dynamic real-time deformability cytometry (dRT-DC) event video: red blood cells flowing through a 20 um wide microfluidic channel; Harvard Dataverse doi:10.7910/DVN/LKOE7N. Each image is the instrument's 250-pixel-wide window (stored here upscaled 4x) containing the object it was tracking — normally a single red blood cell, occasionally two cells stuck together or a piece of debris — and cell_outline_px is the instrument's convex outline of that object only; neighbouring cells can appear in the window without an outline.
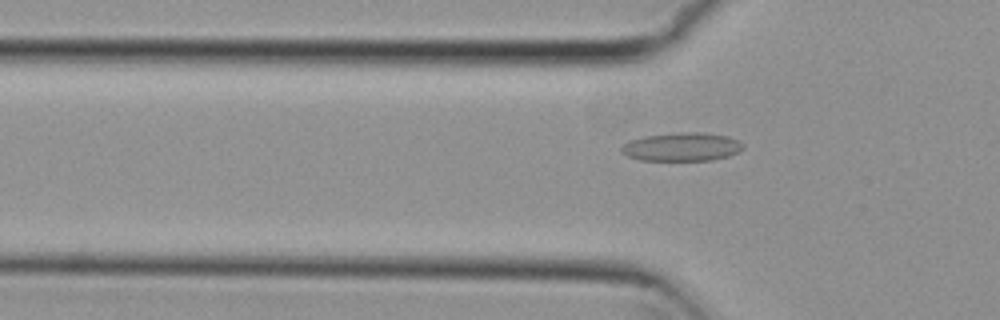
{"species": "common noctule bat (a hibernating species)", "species_latin": "Nyctalus noctula", "temperature_condition": "cold", "stored_images_in_passage": 6, "segment_of_instrument_passage": [2, 2], "camera_frame_rate_fps": 3000, "um_per_image_px": 0.085, "animal": {"sex": "female", "body_mass_g": 29.2, "forearm_length_mm": 56.3}, "frame": {"image": 1, "passage_image": 6, "time_ms": 1.667, "image_size_px": [1000, 320], "cell_outline_px": [[744, 148], [728, 156], [712, 160], [640, 160], [628, 156], [620, 152], [620, 148], [628, 140], [644, 136], [680, 132], [700, 132], [728, 136], [740, 140], [744, 144]], "centroid_in_image_um": [57.95, 12.47], "position_along_channel_um": 67.8, "area_um2": 20.29}}